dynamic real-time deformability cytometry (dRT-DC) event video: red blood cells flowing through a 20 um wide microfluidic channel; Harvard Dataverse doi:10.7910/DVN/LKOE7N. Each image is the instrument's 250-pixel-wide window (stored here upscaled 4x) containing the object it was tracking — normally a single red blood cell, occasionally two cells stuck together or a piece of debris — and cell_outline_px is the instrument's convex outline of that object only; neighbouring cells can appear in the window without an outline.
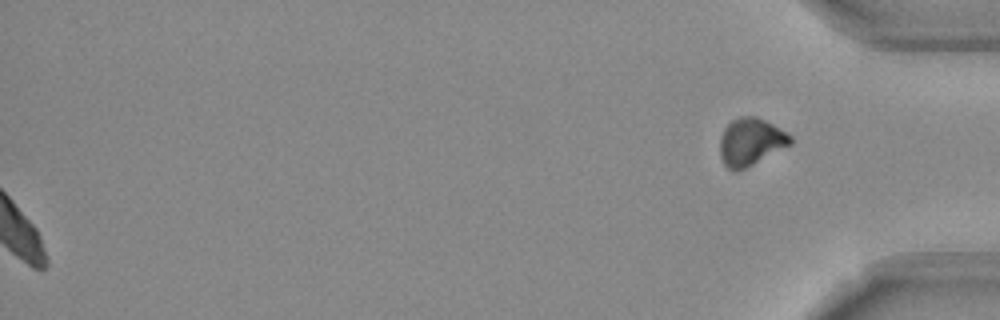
{"species": "Egyptian fruit bat (a non-hibernating species)", "species_latin": "Rousettus aegyptiacus", "temperature_condition": "room temperature", "stored_images_in_passage": 54, "segment_of_instrument_passage": [2, 2], "camera_frame_rate_fps": 3000, "um_per_image_px": 0.085, "frame": {"image": 1, "passage_image": 54, "time_ms": 17.667, "image_size_px": [1000, 320], "cell_outline_px": [[792, 144], [744, 168], [728, 168], [724, 164], [720, 156], [720, 140], [724, 128], [732, 120], [740, 116], [756, 116], [788, 132], [792, 136]], "centroid_in_image_um": [63.83, 12.01], "position_along_channel_um": 371.4, "area_um2": 19.13}}